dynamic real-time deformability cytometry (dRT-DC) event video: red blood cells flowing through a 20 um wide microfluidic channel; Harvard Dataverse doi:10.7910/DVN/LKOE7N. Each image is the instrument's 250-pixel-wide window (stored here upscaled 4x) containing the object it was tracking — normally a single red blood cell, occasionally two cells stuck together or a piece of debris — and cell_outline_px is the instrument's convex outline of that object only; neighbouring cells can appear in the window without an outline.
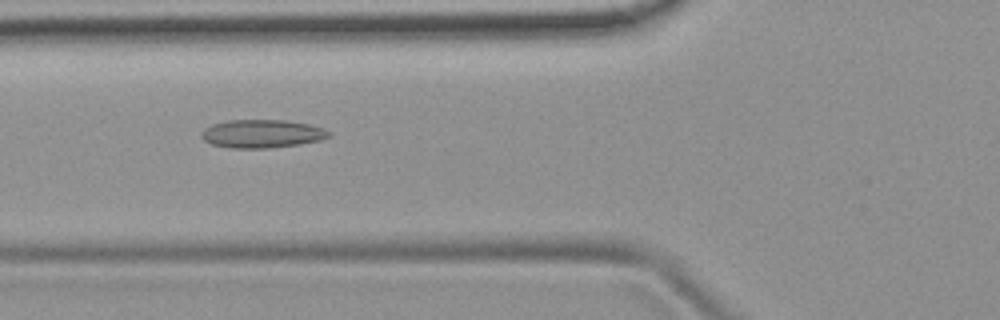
{"species": "common noctule bat (a hibernating species)", "species_latin": "Nyctalus noctula", "temperature_condition": "room temperature", "stored_images_in_passage": 46, "camera_frame_rate_fps": 3000, "um_per_image_px": 0.085, "animal": {"sex": "female", "body_mass_g": 19.9}, "frame": {"image": 1, "passage_image": 14, "time_ms": 4.333, "image_size_px": [1000, 320], "cell_outline_px": [[332, 136], [320, 140], [300, 144], [268, 148], [232, 148], [212, 144], [204, 140], [200, 136], [204, 128], [212, 124], [228, 120], [284, 120], [308, 124], [324, 128], [332, 132]], "centroid_in_image_um": [22.29, 11.36], "position_along_channel_um": 103.5, "area_um2": 21.04}}
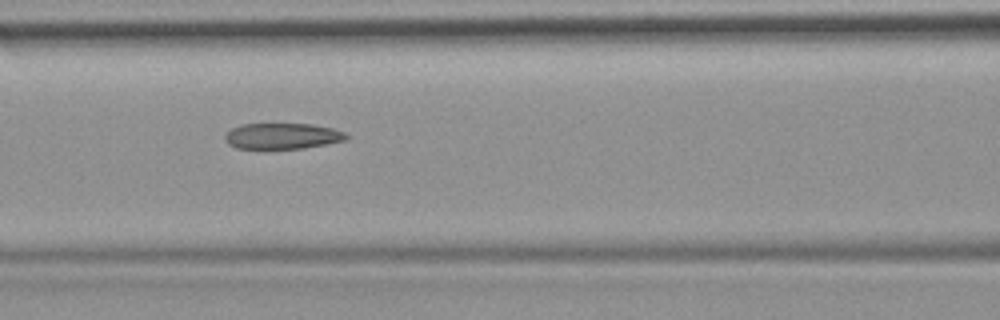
{"frame": {"image": 2, "passage_image": 17, "time_ms": 5.333, "image_size_px": [1000, 320], "cell_outline_px": [[348, 140], [304, 148], [236, 148], [228, 144], [224, 140], [224, 136], [232, 128], [240, 124], [312, 124], [332, 128], [344, 132], [348, 136]], "centroid_in_image_um": [24.0, 11.56], "position_along_channel_um": 142.6, "area_um2": 18.26}}
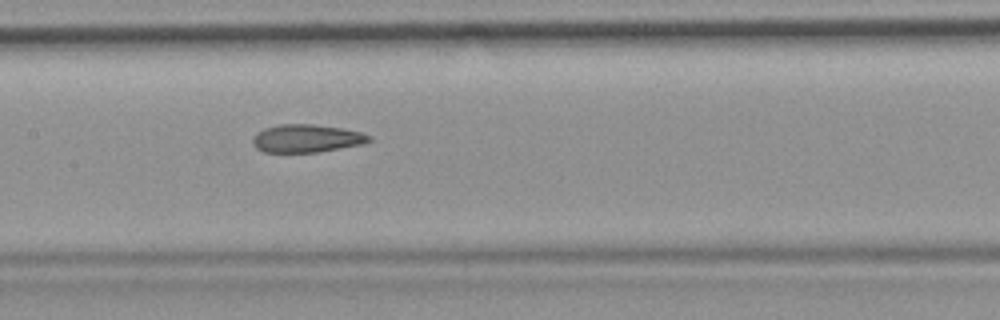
{"frame": {"image": 3, "passage_image": 20, "time_ms": 6.333, "image_size_px": [1000, 320], "cell_outline_px": [[372, 140], [364, 144], [316, 152], [264, 152], [256, 148], [252, 144], [252, 136], [256, 132], [264, 128], [280, 124], [312, 124], [340, 128], [360, 132], [372, 136]], "centroid_in_image_um": [26.03, 11.76], "position_along_channel_um": 181.4, "area_um2": 19.02}, "authors_computed_cell_mechanics": {"area_um2": 19.9699, "velocity_mm_per_s": 3.8911, "shape_relaxation_time_tau1_ms": null, "shape_relaxation_time_tau2_ms": 2.7014, "deformation_change_tau1": null, "deformation_change_tau2": 0.1139}}